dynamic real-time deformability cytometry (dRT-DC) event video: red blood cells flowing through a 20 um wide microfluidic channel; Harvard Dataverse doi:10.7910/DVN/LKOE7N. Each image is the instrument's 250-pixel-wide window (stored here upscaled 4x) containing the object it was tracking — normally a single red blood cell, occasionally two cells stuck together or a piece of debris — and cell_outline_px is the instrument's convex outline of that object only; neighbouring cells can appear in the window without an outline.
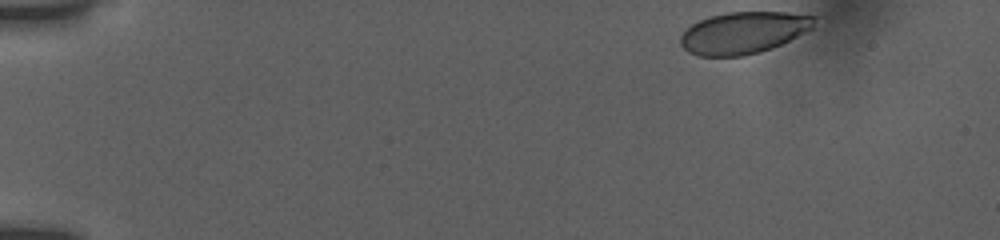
{"species": "human", "species_latin": "Homo sapiens", "temperature_condition": "room temperature", "stored_images_in_passage": 38, "camera_frame_rate_fps": 3000, "um_per_image_px": 0.085, "donor": {"sex": "female"}, "frame": {"image": 1, "passage_image": 1, "time_ms": 0.0, "image_size_px": [1000, 240], "cell_outline_px": [[816, 16], [812, 28], [772, 48], [760, 52], [744, 56], [700, 56], [688, 52], [680, 44], [680, 36], [692, 24], [700, 20], [712, 16], [728, 12], [788, 12]], "centroid_in_image_um": [63.18, 2.78], "position_along_channel_um": 21.8, "area_um2": 32.37}}
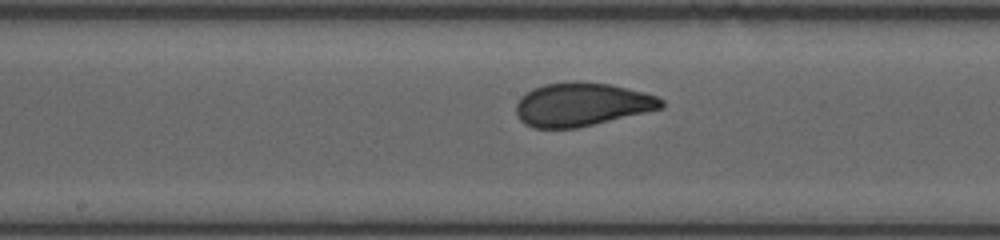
{"frame": {"image": 2, "passage_image": 22, "time_ms": 7.667, "image_size_px": [1000, 240], "cell_outline_px": [[664, 108], [576, 128], [532, 128], [524, 124], [520, 120], [516, 112], [516, 104], [520, 96], [532, 88], [544, 84], [576, 80], [608, 84], [644, 92], [656, 96], [664, 100]], "centroid_in_image_um": [49.42, 8.87], "position_along_channel_um": 198.8, "area_um2": 36.93}}
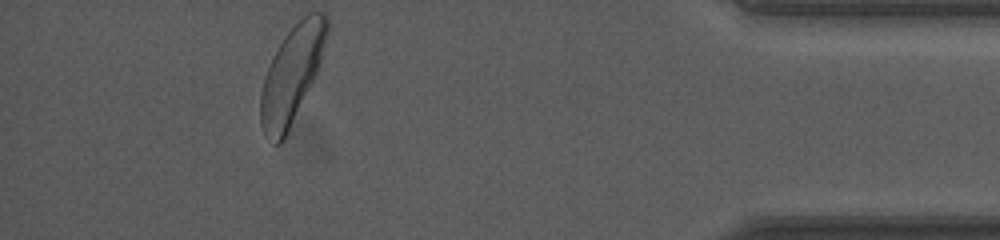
{"frame": {"image": 3, "passage_image": 38, "time_ms": 14.333, "image_size_px": [1000, 240], "cell_outline_px": [[328, 32], [320, 64], [284, 140], [280, 144], [276, 144], [264, 132], [260, 124], [260, 92], [264, 76], [284, 36], [308, 12], [324, 12], [328, 16]], "centroid_in_image_um": [24.81, 6.32], "position_along_channel_um": 410.4, "area_um2": 36.76}, "authors_computed_cell_mechanics": {"area_um2": 36.6741, "velocity_mm_per_s": 3.8373, "shape_relaxation_time_tau1_ms": 4.7158, "shape_relaxation_time_tau2_ms": null, "deformation_change_tau1": 0.1491, "deformation_change_tau2": null}}